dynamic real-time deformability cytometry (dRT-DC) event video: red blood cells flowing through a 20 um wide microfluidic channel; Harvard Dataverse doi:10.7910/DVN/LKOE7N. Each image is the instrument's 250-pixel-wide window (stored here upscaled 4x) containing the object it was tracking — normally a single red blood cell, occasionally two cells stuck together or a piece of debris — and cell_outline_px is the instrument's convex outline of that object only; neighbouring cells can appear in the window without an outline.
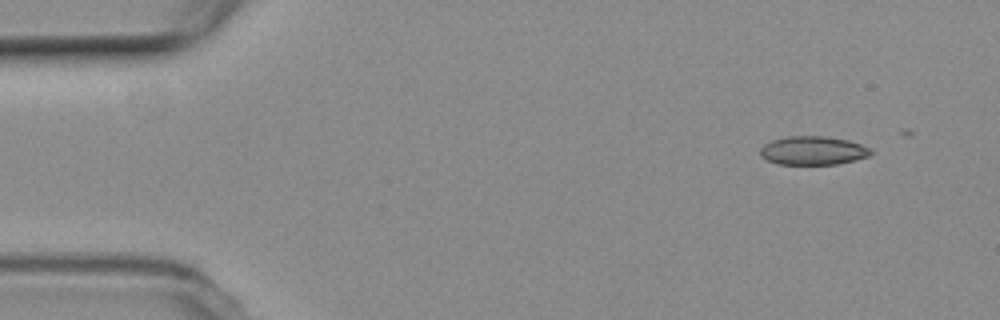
{"species": "common noctule bat (a hibernating species)", "species_latin": "Nyctalus noctula", "temperature_condition": "room temperature", "stored_images_in_passage": 2, "camera_frame_rate_fps": 3000, "um_per_image_px": 0.085, "animal": {"sex": "female", "body_mass_g": 19.3, "forearm_length_mm": 54.1}, "frame": {"image": 1, "passage_image": 2, "time_ms": 1.667, "image_size_px": [1000, 320], "cell_outline_px": [[872, 152], [868, 156], [836, 164], [776, 164], [760, 156], [760, 148], [764, 144], [772, 140], [788, 136], [824, 136], [848, 140], [860, 144], [868, 148]], "centroid_in_image_um": [69.05, 12.79], "position_along_channel_um": 16.0, "area_um2": 18.26}}